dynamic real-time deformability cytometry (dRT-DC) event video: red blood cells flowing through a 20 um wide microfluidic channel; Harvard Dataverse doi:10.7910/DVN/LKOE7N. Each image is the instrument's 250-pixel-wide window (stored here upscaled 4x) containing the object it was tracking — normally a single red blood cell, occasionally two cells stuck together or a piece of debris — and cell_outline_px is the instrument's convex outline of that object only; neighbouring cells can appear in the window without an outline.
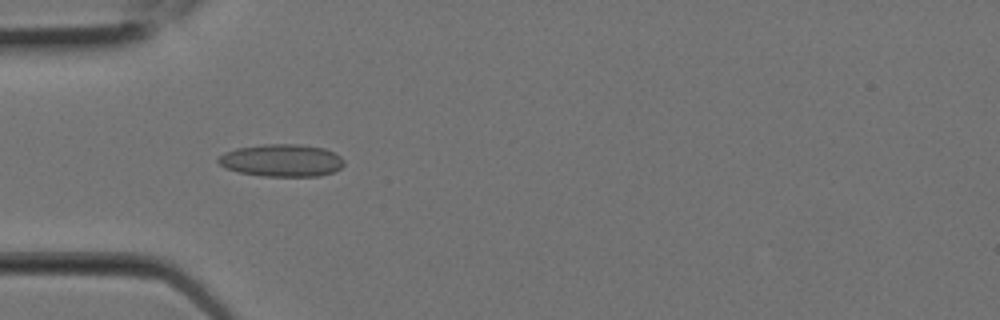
{"species": "Egyptian fruit bat (a non-hibernating species)", "species_latin": "Rousettus aegyptiacus", "temperature_condition": "room temperature", "stored_images_in_passage": 5, "camera_frame_rate_fps": 3000, "um_per_image_px": 0.085, "animal": {"sex": "female"}, "frame": {"image": 1, "passage_image": 4, "time_ms": 1.0, "image_size_px": [1000, 320], "cell_outline_px": [[344, 164], [340, 168], [332, 172], [320, 176], [260, 176], [240, 172], [224, 168], [216, 160], [224, 152], [236, 148], [260, 144], [300, 144], [324, 148], [340, 156], [344, 160]], "centroid_in_image_um": [23.92, 13.63], "position_along_channel_um": 61.1, "area_um2": 23.87}}